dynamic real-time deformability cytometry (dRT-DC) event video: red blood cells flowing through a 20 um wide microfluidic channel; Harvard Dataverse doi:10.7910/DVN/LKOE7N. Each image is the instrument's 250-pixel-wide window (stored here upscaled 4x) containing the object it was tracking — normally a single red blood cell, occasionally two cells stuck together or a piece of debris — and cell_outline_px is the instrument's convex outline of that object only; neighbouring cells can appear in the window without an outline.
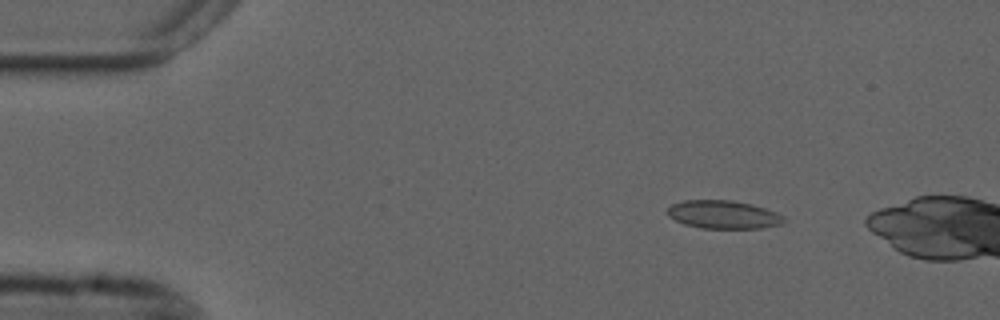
{"species": "common noctule bat (a hibernating species)", "species_latin": "Nyctalus noctula", "temperature_condition": "cold", "stored_images_in_passage": 7, "camera_frame_rate_fps": 3000, "um_per_image_px": 0.085, "animal": {"sex": "male", "forearm_length_mm": 52.5}, "frame": {"image": 1, "passage_image": 1, "time_ms": 0.0, "image_size_px": [1000, 320], "cell_outline_px": [[788, 220], [780, 224], [760, 228], [700, 228], [684, 224], [668, 216], [668, 208], [672, 204], [684, 200], [732, 200], [752, 204], [776, 212], [784, 216]], "centroid_in_image_um": [61.5, 18.23], "position_along_channel_um": 23.5, "area_um2": 19.13}}